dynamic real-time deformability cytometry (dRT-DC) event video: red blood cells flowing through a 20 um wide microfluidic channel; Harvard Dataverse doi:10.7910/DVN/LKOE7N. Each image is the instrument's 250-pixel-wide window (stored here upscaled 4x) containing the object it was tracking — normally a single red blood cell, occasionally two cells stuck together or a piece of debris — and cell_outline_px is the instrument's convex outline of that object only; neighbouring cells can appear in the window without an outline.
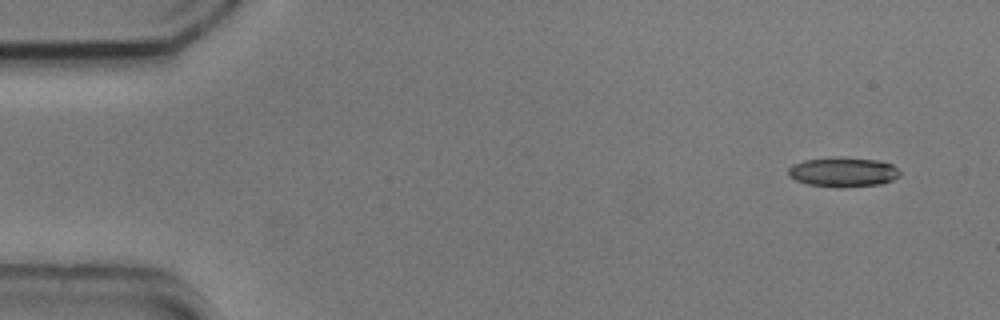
{"species": "common noctule bat (a hibernating species)", "species_latin": "Nyctalus noctula", "temperature_condition": "cold", "stored_images_in_passage": 51, "camera_frame_rate_fps": 3000, "um_per_image_px": 0.085, "animal": {"sex": "male", "body_mass_g": 20.5, "forearm_length_mm": 52.5}, "frame": {"image": 1, "passage_image": 1, "time_ms": 0.0, "image_size_px": [1000, 320], "cell_outline_px": [[900, 176], [892, 180], [880, 184], [808, 184], [796, 180], [788, 176], [788, 168], [792, 164], [804, 160], [832, 156], [840, 156], [876, 160], [892, 164], [900, 172]], "centroid_in_image_um": [71.64, 14.55], "position_along_channel_um": 13.4, "area_um2": 18.5}}
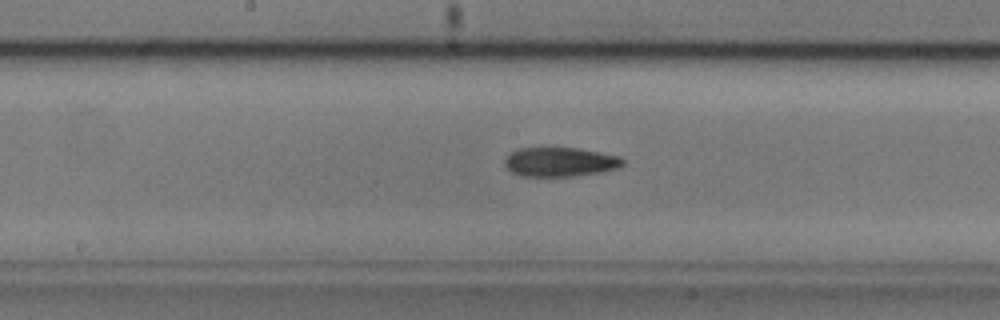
{"frame": {"image": 2, "passage_image": 25, "time_ms": 8.0, "image_size_px": [1000, 320], "cell_outline_px": [[624, 164], [616, 168], [600, 172], [572, 176], [520, 176], [512, 172], [504, 164], [504, 160], [512, 152], [520, 148], [576, 148], [600, 152], [620, 156], [624, 160]], "centroid_in_image_um": [47.61, 13.76], "position_along_channel_um": 200.6, "area_um2": 19.94}}
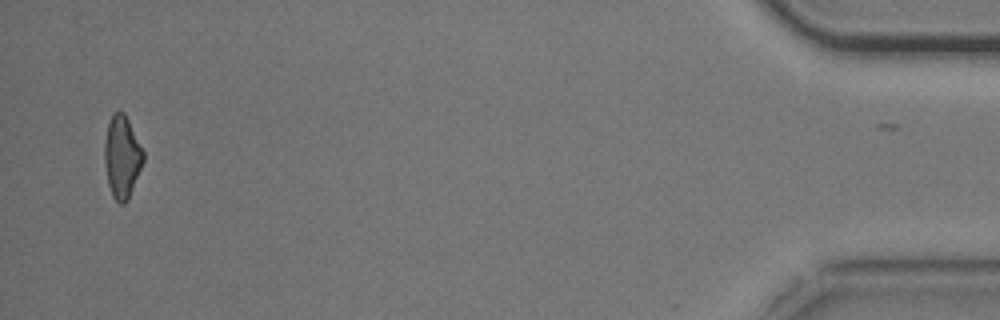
{"frame": {"image": 3, "passage_image": 50, "time_ms": 16.333, "image_size_px": [1000, 320], "cell_outline_px": [[144, 160], [128, 200], [124, 204], [120, 204], [112, 196], [108, 184], [104, 160], [104, 140], [108, 120], [112, 112], [124, 112], [144, 152]], "centroid_in_image_um": [10.35, 13.32], "position_along_channel_um": 424.9, "area_um2": 18.67}, "authors_computed_cell_mechanics": {"area_um2": 19.7676, "velocity_mm_per_s": 3.722, "shape_relaxation_time_tau1_ms": 4.7939, "shape_relaxation_time_tau2_ms": 4.1657, "deformation_change_tau1": 0.1724, "deformation_change_tau2": 0.1429}}